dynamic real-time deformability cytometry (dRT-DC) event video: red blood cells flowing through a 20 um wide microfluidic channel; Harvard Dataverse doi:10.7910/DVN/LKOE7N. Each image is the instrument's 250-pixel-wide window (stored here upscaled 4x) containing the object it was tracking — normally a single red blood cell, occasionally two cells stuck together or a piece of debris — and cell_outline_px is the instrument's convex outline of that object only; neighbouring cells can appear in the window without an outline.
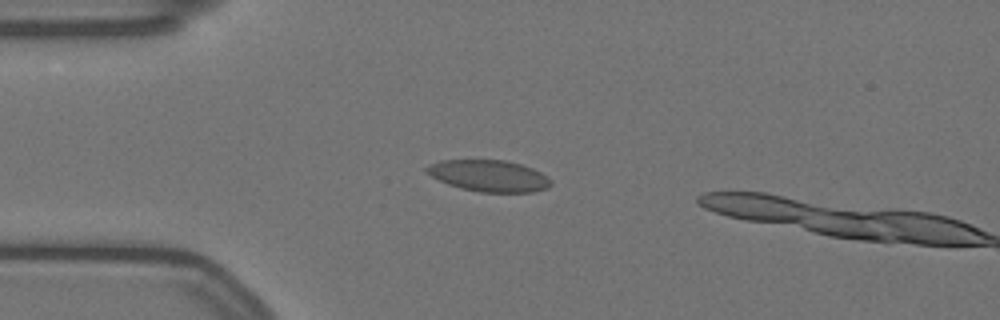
{"species": "Egyptian fruit bat (a non-hibernating species)", "species_latin": "Rousettus aegyptiacus", "temperature_condition": "warm", "stored_images_in_passage": 16, "camera_frame_rate_fps": 3000, "um_per_image_px": 0.085, "animal": {"sex": "female"}, "frame": {"image": 1, "passage_image": 14, "time_ms": 4.333, "image_size_px": [1000, 320], "cell_outline_px": [[552, 184], [548, 188], [532, 192], [480, 192], [460, 188], [448, 184], [424, 172], [424, 168], [428, 164], [440, 160], [504, 160], [520, 164], [532, 168], [548, 176], [552, 180]], "centroid_in_image_um": [41.55, 14.94], "position_along_channel_um": 43.4, "area_um2": 22.95}}